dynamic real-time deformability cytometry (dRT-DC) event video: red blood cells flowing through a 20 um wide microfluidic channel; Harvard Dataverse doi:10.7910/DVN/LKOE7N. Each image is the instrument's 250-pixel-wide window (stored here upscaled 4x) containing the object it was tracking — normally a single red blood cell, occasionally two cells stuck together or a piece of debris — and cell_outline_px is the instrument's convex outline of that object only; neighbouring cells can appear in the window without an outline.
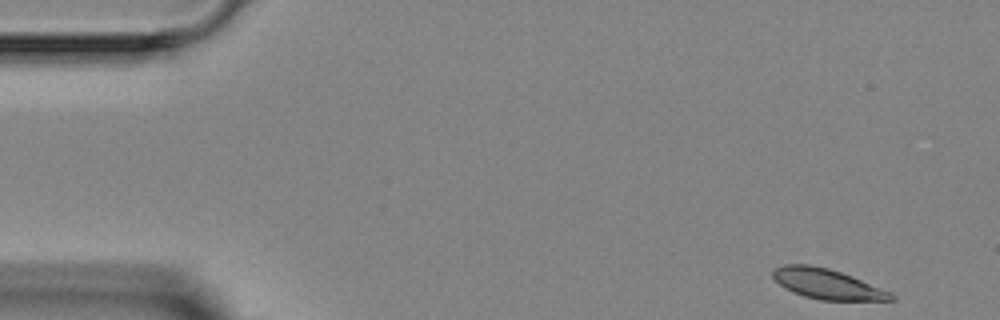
{"species": "Egyptian fruit bat (a non-hibernating species)", "species_latin": "Rousettus aegyptiacus", "temperature_condition": "room temperature", "stored_images_in_passage": 4, "camera_frame_rate_fps": 3000, "um_per_image_px": 0.085, "animal": {"sex": "female"}, "frame": {"image": 1, "passage_image": 1, "time_ms": 0.0, "image_size_px": [1000, 320], "cell_outline_px": [[896, 300], [820, 300], [804, 296], [792, 292], [784, 288], [772, 276], [772, 268], [784, 264], [808, 264], [828, 268], [852, 276], [892, 292], [896, 296]], "centroid_in_image_um": [70.3, 24.13], "position_along_channel_um": 14.7, "area_um2": 20.87}}
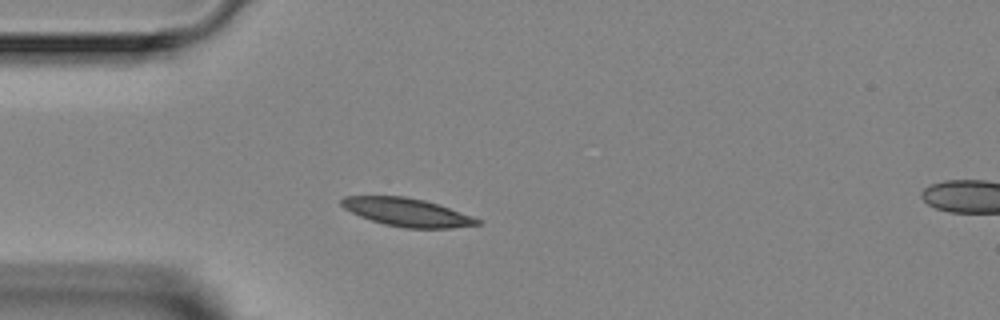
{"frame": {"image": 2, "passage_image": 4, "time_ms": 3.333, "image_size_px": [1000, 320], "cell_outline_px": [[480, 224], [452, 228], [404, 228], [384, 224], [360, 216], [344, 208], [340, 204], [340, 200], [344, 196], [404, 196], [424, 200], [472, 216], [480, 220]], "centroid_in_image_um": [34.56, 18.04], "position_along_channel_um": 50.4, "area_um2": 22.02}}